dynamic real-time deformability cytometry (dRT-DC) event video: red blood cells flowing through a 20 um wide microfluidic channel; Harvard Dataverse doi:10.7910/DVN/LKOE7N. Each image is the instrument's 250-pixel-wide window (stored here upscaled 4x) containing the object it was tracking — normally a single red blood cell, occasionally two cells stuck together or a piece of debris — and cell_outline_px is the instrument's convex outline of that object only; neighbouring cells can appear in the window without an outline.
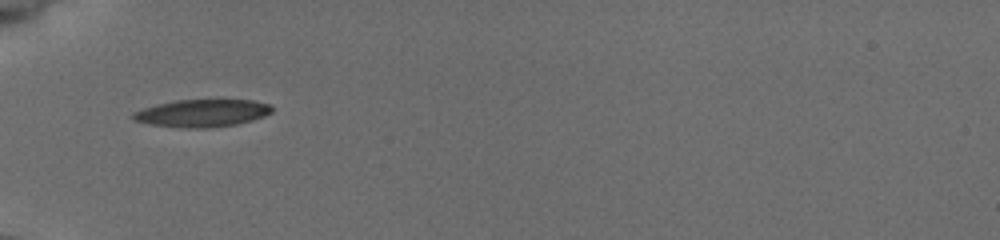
{"species": "common noctule bat (a hibernating species)", "species_latin": "Nyctalus noctula", "temperature_condition": "cold", "stored_images_in_passage": 27, "camera_frame_rate_fps": 3000, "um_per_image_px": 0.085, "animal": {"sex": "female", "body_mass_g": 19.5, "forearm_length_mm": 54.1}, "frame": {"image": 1, "passage_image": 1, "time_ms": 0.0, "image_size_px": [1000, 240], "cell_outline_px": [[272, 112], [264, 116], [252, 120], [236, 124], [208, 128], [180, 128], [148, 124], [132, 120], [132, 112], [156, 104], [176, 100], [252, 100], [272, 104]], "centroid_in_image_um": [17.16, 9.62], "position_along_channel_um": 67.8, "area_um2": 22.43}}
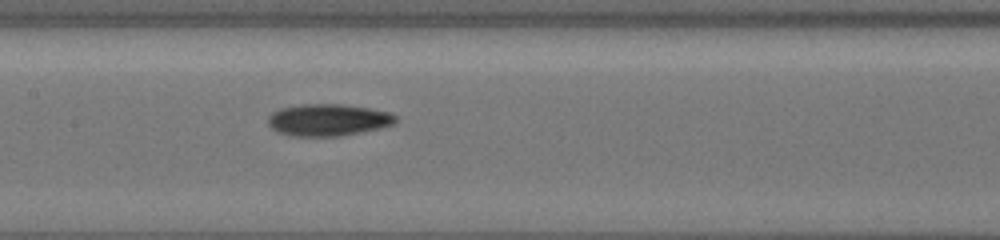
{"frame": {"image": 2, "passage_image": 9, "time_ms": 2.667, "image_size_px": [1000, 240], "cell_outline_px": [[396, 120], [392, 124], [380, 128], [340, 136], [292, 136], [280, 132], [272, 128], [268, 124], [268, 116], [272, 112], [280, 108], [300, 104], [344, 104], [392, 112], [396, 116]], "centroid_in_image_um": [27.88, 10.18], "position_along_channel_um": 179.5, "area_um2": 23.76}}
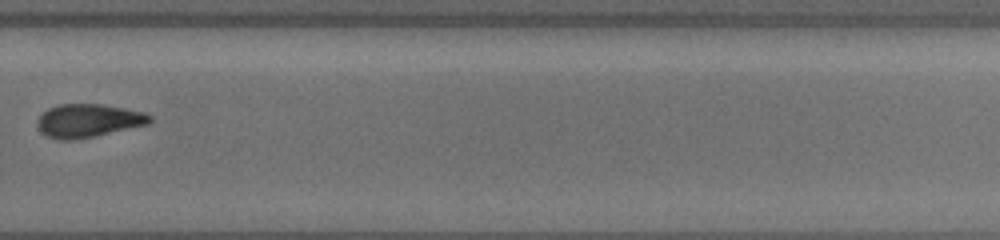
{"frame": {"image": 3, "passage_image": 18, "time_ms": 5.667, "image_size_px": [1000, 240], "cell_outline_px": [[152, 120], [148, 124], [92, 136], [72, 140], [56, 140], [40, 132], [36, 124], [36, 120], [48, 108], [60, 104], [104, 104], [144, 112], [152, 116]], "centroid_in_image_um": [7.47, 10.24], "position_along_channel_um": 322.3, "area_um2": 21.73}, "authors_computed_cell_mechanics": {"area_um2": 21.9062, "velocity_mm_per_s": 3.939, "shape_relaxation_time_tau1_ms": 2.4249, "shape_relaxation_time_tau2_ms": 4.2957, "deformation_change_tau1": 0.1491, "deformation_change_tau2": 0.1292}}